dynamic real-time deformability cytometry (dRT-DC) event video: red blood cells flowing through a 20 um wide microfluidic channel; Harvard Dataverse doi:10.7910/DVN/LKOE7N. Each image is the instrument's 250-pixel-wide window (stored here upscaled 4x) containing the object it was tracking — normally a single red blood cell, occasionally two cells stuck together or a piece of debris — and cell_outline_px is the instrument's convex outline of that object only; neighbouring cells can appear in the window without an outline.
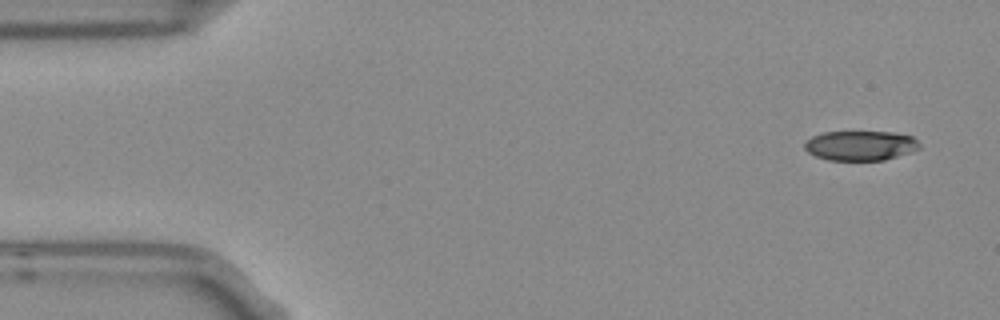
{"species": "Egyptian fruit bat (a non-hibernating species)", "species_latin": "Rousettus aegyptiacus", "temperature_condition": "room temperature", "stored_images_in_passage": 9, "camera_frame_rate_fps": 3000, "um_per_image_px": 0.085, "frame": {"image": 1, "passage_image": 1, "time_ms": 0.0, "image_size_px": [1000, 320], "cell_outline_px": [[920, 148], [884, 160], [828, 160], [816, 156], [808, 152], [804, 148], [804, 140], [812, 136], [824, 132], [896, 132], [912, 136], [920, 144]], "centroid_in_image_um": [73.1, 12.36], "position_along_channel_um": 11.9, "area_um2": 19.88}}
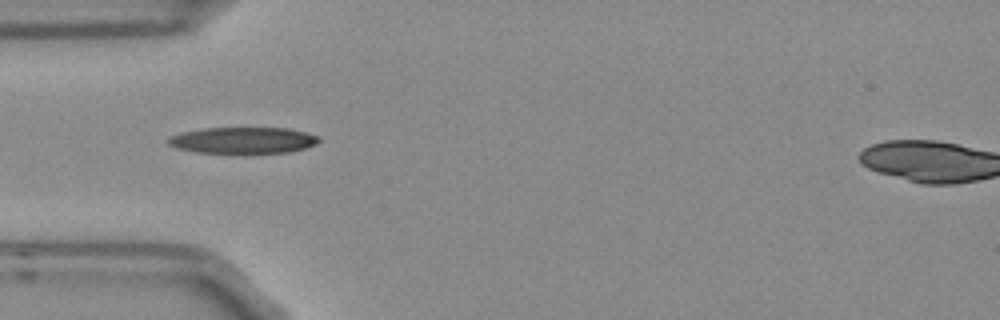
{"frame": {"image": 2, "passage_image": 4, "time_ms": 1.0, "image_size_px": [1000, 320], "cell_outline_px": [[320, 140], [316, 144], [304, 148], [288, 152], [240, 156], [236, 156], [196, 152], [176, 148], [168, 144], [164, 140], [168, 136], [180, 132], [204, 128], [288, 128], [320, 136]], "centroid_in_image_um": [20.59, 11.97], "position_along_channel_um": 64.4, "area_um2": 24.39}}